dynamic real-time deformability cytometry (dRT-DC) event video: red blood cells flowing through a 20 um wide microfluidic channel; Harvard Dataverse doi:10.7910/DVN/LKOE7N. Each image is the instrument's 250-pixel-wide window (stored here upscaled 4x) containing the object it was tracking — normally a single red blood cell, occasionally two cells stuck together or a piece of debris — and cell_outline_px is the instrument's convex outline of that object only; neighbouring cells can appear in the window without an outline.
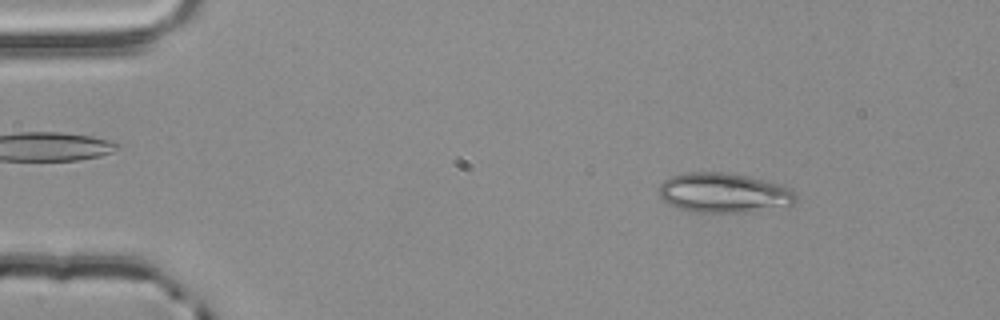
{"species": "common noctule bat (a hibernating species)", "species_latin": "Nyctalus noctula", "temperature_condition": "room temperature", "stored_images_in_passage": 3, "camera_frame_rate_fps": 3000, "um_per_image_px": 0.085, "animal": {"sex": "male", "body_mass_g": 20.4}, "frame": {"image": 1, "passage_image": 1, "time_ms": 0.0, "image_size_px": [1000, 320], "cell_outline_px": [[796, 204], [788, 208], [752, 212], [692, 212], [676, 208], [660, 200], [660, 184], [664, 180], [672, 176], [684, 172], [724, 172], [748, 176], [780, 184], [792, 188], [796, 192]], "centroid_in_image_um": [61.59, 16.41], "position_along_channel_um": 23.4, "area_um2": 32.54}}